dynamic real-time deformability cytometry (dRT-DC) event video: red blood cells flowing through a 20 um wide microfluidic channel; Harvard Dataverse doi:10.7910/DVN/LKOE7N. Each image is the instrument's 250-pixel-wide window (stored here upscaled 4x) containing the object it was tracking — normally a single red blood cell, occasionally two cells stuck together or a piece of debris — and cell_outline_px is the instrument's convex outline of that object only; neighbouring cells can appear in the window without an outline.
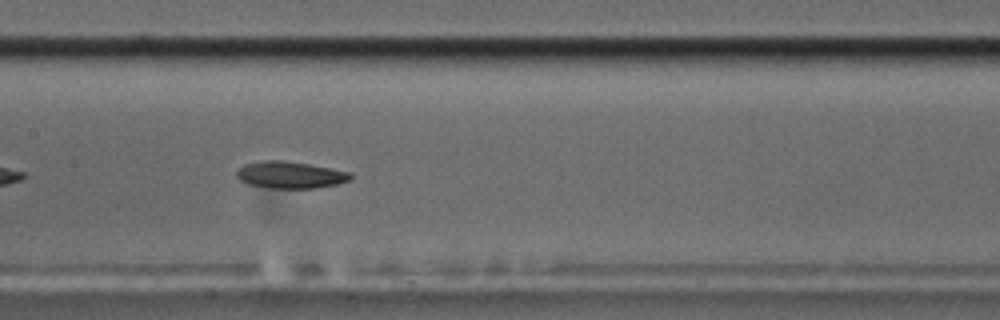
{"species": "common noctule bat (a hibernating species)", "species_latin": "Nyctalus noctula", "temperature_condition": "cold", "stored_images_in_passage": 42, "segment_of_instrument_passage": [1, 2], "camera_frame_rate_fps": 3000, "um_per_image_px": 0.085, "animal": {"sex": "male", "body_mass_g": 17.5, "forearm_length_mm": 52.3}, "frame": {"image": 1, "passage_image": 13, "time_ms": 4.0, "image_size_px": [1000, 320], "cell_outline_px": [[352, 176], [348, 180], [336, 184], [312, 188], [272, 188], [248, 184], [240, 180], [236, 176], [236, 172], [244, 164], [260, 160], [284, 160], [308, 164], [352, 172]], "centroid_in_image_um": [24.64, 14.85], "position_along_channel_um": 182.8, "area_um2": 17.74}}